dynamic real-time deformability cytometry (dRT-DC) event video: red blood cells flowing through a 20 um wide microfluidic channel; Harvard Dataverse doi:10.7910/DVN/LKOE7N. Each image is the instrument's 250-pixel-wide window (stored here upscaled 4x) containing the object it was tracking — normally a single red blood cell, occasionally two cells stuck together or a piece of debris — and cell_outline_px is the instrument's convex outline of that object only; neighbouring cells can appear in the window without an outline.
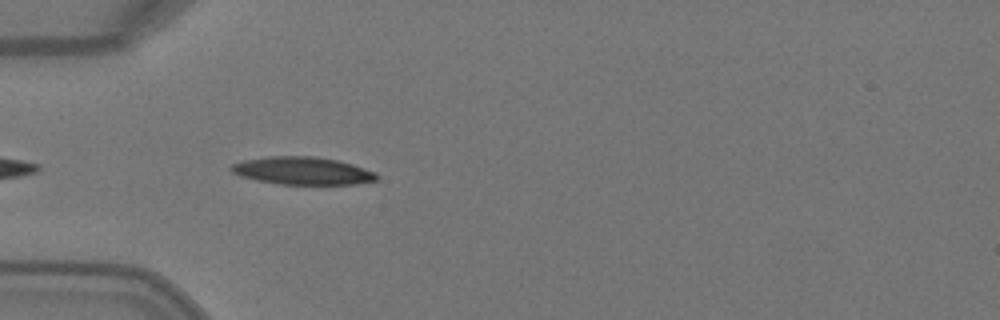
{"species": "Egyptian fruit bat (a non-hibernating species)", "species_latin": "Rousettus aegyptiacus", "temperature_condition": "warm", "stored_images_in_passage": 3, "camera_frame_rate_fps": 3000, "um_per_image_px": 0.085, "animal": {"sex": "female"}, "frame": {"image": 1, "passage_image": 3, "time_ms": 0.667, "image_size_px": [1000, 320], "cell_outline_px": [[376, 180], [356, 184], [320, 188], [280, 184], [256, 180], [240, 176], [232, 172], [228, 168], [232, 164], [244, 160], [268, 156], [316, 156], [336, 160], [352, 164], [376, 172]], "centroid_in_image_um": [25.74, 14.57], "position_along_channel_um": 59.3, "area_um2": 24.51}}